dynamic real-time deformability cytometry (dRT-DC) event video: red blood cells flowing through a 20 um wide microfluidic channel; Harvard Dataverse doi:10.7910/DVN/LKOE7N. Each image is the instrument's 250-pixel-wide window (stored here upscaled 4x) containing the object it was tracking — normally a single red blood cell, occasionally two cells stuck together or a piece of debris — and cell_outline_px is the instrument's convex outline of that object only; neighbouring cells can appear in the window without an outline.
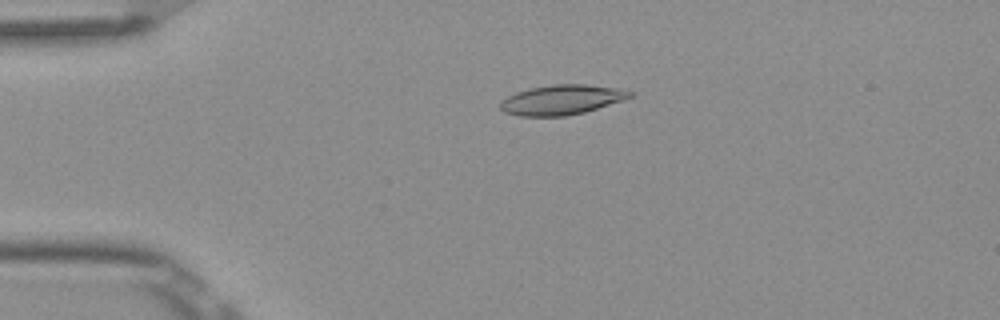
{"species": "Egyptian fruit bat (a non-hibernating species)", "species_latin": "Rousettus aegyptiacus", "temperature_condition": "room temperature", "stored_images_in_passage": 5, "camera_frame_rate_fps": 3000, "um_per_image_px": 0.085, "frame": {"image": 1, "passage_image": 4, "time_ms": 1.0, "image_size_px": [1000, 320], "cell_outline_px": [[632, 96], [624, 100], [584, 112], [564, 116], [520, 116], [504, 112], [500, 108], [500, 100], [516, 92], [528, 88], [552, 84], [584, 84], [620, 88], [632, 92]], "centroid_in_image_um": [47.72, 8.47], "position_along_channel_um": 37.3, "area_um2": 22.6}}